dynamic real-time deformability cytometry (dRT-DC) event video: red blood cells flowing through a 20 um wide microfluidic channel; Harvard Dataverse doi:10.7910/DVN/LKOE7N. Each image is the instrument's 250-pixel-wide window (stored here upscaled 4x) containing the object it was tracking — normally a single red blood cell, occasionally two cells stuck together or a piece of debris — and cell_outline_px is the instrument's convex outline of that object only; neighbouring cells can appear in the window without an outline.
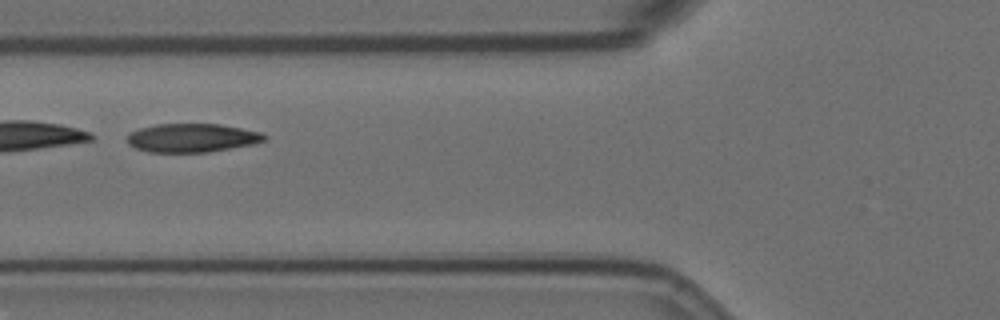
{"species": "Egyptian fruit bat (a non-hibernating species)", "species_latin": "Rousettus aegyptiacus", "temperature_condition": "room temperature", "stored_images_in_passage": 38, "camera_frame_rate_fps": 3000, "um_per_image_px": 0.085, "animal": {"sex": "female"}, "frame": {"image": 1, "passage_image": 9, "time_ms": 2.667, "image_size_px": [1000, 320], "cell_outline_px": [[268, 136], [264, 140], [252, 144], [208, 152], [148, 152], [136, 148], [128, 144], [124, 140], [128, 132], [140, 128], [156, 124], [220, 124], [264, 132]], "centroid_in_image_um": [16.28, 11.71], "position_along_channel_um": 109.5, "area_um2": 23.12}}
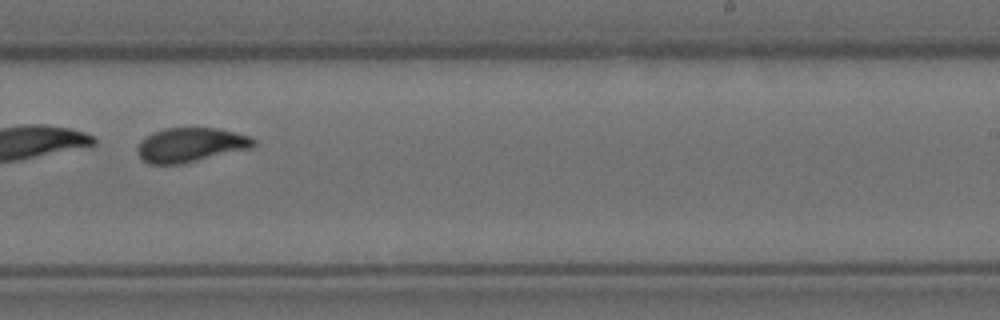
{"frame": {"image": 2, "passage_image": 23, "time_ms": 7.333, "image_size_px": [1000, 320], "cell_outline_px": [[256, 144], [252, 148], [180, 164], [148, 164], [136, 152], [136, 148], [140, 140], [144, 136], [152, 132], [164, 128], [216, 128], [236, 132], [248, 136], [256, 140]], "centroid_in_image_um": [16.17, 12.31], "position_along_channel_um": 272.8, "area_um2": 23.35}}
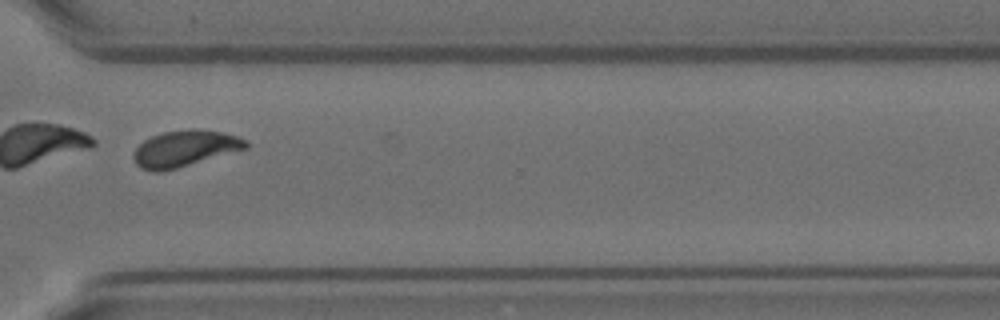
{"frame": {"image": 3, "passage_image": 30, "time_ms": 9.667, "image_size_px": [1000, 320], "cell_outline_px": [[248, 148], [176, 168], [160, 172], [152, 172], [140, 168], [136, 164], [132, 156], [136, 148], [144, 140], [152, 136], [164, 132], [220, 132], [236, 136], [248, 140]], "centroid_in_image_um": [15.66, 12.68], "position_along_channel_um": 354.9, "area_um2": 22.77}, "authors_computed_cell_mechanics": {"area_um2": 23.4668, "velocity_mm_per_s": 3.5109, "shape_relaxation_time_tau1_ms": 3.9076, "shape_relaxation_time_tau2_ms": 1.2703, "deformation_change_tau1": 0.1559, "deformation_change_tau2": 0.075}}